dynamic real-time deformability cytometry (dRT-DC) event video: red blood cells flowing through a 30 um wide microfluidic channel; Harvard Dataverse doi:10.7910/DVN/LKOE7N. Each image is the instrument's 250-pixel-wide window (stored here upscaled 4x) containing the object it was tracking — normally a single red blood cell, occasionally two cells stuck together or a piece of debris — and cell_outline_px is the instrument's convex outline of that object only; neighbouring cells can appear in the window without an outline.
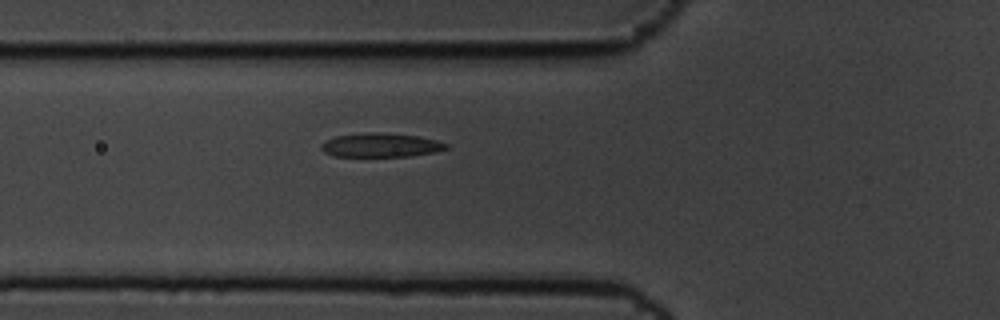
{"species": "common noctule bat (a hibernating species)", "species_latin": "Nyctalus noctula", "temperature_condition": "cold", "stored_images_in_passage": 7, "camera_frame_rate_fps": 3000, "um_per_image_px": 0.085, "animal": {"sex": "male", "body_mass_g": 19.5, "forearm_length_mm": 54.6}, "frame": {"image": 1, "passage_image": 7, "time_ms": 2.0, "image_size_px": [1000, 320], "cell_outline_px": [[448, 148], [436, 152], [412, 156], [332, 156], [324, 152], [320, 148], [320, 144], [324, 140], [336, 136], [368, 132], [376, 132], [416, 136], [436, 140], [448, 144]], "centroid_in_image_um": [32.33, 12.34], "position_along_channel_um": 93.5, "area_um2": 17.46}}